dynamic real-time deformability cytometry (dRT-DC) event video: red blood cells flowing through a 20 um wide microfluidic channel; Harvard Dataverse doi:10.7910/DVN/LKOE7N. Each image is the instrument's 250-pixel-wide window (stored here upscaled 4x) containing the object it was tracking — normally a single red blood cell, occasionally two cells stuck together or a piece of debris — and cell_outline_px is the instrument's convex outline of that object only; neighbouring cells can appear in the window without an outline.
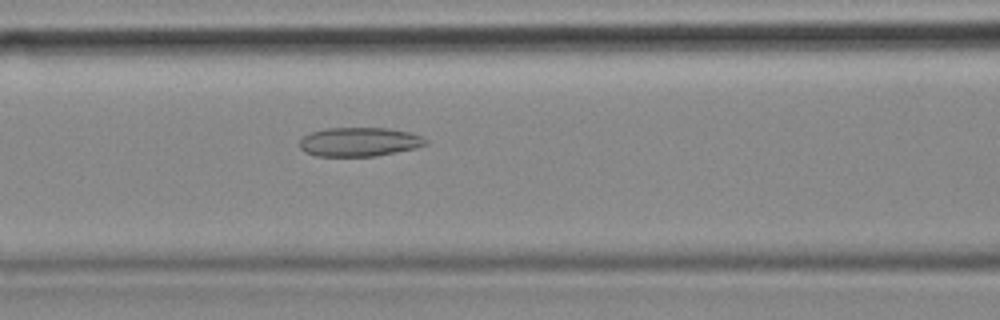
{"species": "common noctule bat (a hibernating species)", "species_latin": "Nyctalus noctula", "temperature_condition": "cold", "stored_images_in_passage": 54, "camera_frame_rate_fps": 3000, "um_per_image_px": 0.085, "animal": {"sex": "female", "body_mass_g": 18.4}, "frame": {"image": 1, "passage_image": 22, "time_ms": 7.0, "image_size_px": [1000, 320], "cell_outline_px": [[428, 144], [416, 148], [376, 156], [316, 156], [304, 152], [300, 148], [300, 140], [304, 136], [312, 132], [328, 128], [388, 128], [408, 132], [424, 136], [428, 140]], "centroid_in_image_um": [30.57, 12.06], "position_along_channel_um": 136.0, "area_um2": 21.39}}
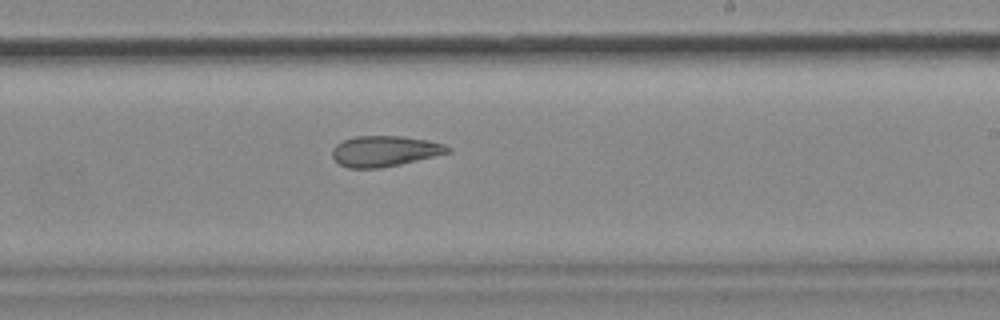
{"frame": {"image": 2, "passage_image": 32, "time_ms": 10.333, "image_size_px": [1000, 320], "cell_outline_px": [[452, 152], [400, 164], [380, 168], [348, 168], [340, 164], [332, 156], [332, 148], [336, 144], [344, 140], [356, 136], [400, 136], [428, 140], [444, 144], [452, 148]], "centroid_in_image_um": [32.71, 12.84], "position_along_channel_um": 256.3, "area_um2": 20.63}}
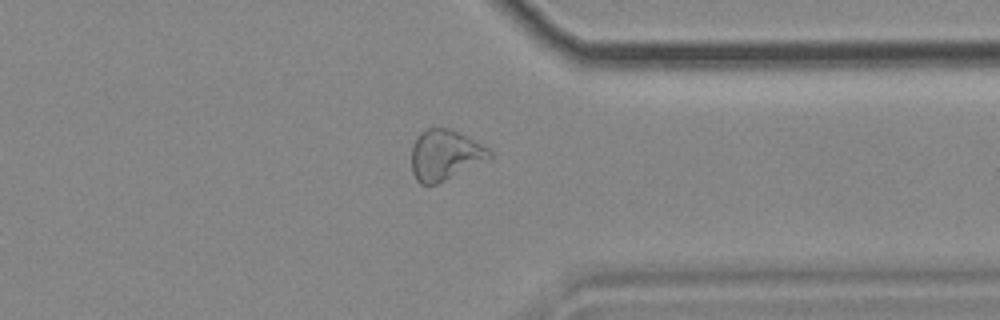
{"frame": {"image": 3, "passage_image": 42, "time_ms": 13.667, "image_size_px": [1000, 320], "cell_outline_px": [[492, 160], [436, 184], [420, 184], [416, 180], [412, 172], [412, 144], [420, 132], [428, 128], [452, 128], [488, 148], [492, 152]], "centroid_in_image_um": [37.86, 13.18], "position_along_channel_um": 373.5, "area_um2": 23.29}, "authors_computed_cell_mechanics": {"area_um2": 24.3049, "velocity_mm_per_s": 3.6319, "shape_relaxation_time_tau1_ms": null, "shape_relaxation_time_tau2_ms": 4.791, "deformation_change_tau1": null, "deformation_change_tau2": 0.1315}}